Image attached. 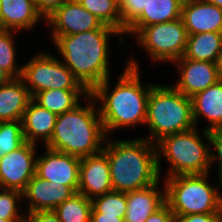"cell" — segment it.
I'll return each mask as SVG.
<instances>
[{
	"label": "cell",
	"instance_id": "83f0119b",
	"mask_svg": "<svg viewBox=\"0 0 222 222\" xmlns=\"http://www.w3.org/2000/svg\"><path fill=\"white\" fill-rule=\"evenodd\" d=\"M17 31L0 29V67L6 70L13 78H20L22 67L18 66L14 36Z\"/></svg>",
	"mask_w": 222,
	"mask_h": 222
},
{
	"label": "cell",
	"instance_id": "4dcf8cb0",
	"mask_svg": "<svg viewBox=\"0 0 222 222\" xmlns=\"http://www.w3.org/2000/svg\"><path fill=\"white\" fill-rule=\"evenodd\" d=\"M121 18V33L142 13L149 0H118Z\"/></svg>",
	"mask_w": 222,
	"mask_h": 222
},
{
	"label": "cell",
	"instance_id": "836d02e7",
	"mask_svg": "<svg viewBox=\"0 0 222 222\" xmlns=\"http://www.w3.org/2000/svg\"><path fill=\"white\" fill-rule=\"evenodd\" d=\"M145 222H176V216L165 202L158 210L152 213Z\"/></svg>",
	"mask_w": 222,
	"mask_h": 222
},
{
	"label": "cell",
	"instance_id": "ba28073f",
	"mask_svg": "<svg viewBox=\"0 0 222 222\" xmlns=\"http://www.w3.org/2000/svg\"><path fill=\"white\" fill-rule=\"evenodd\" d=\"M135 40L148 52L153 64H173L184 56L187 46V31L182 19L145 26L135 35Z\"/></svg>",
	"mask_w": 222,
	"mask_h": 222
},
{
	"label": "cell",
	"instance_id": "7402d4cb",
	"mask_svg": "<svg viewBox=\"0 0 222 222\" xmlns=\"http://www.w3.org/2000/svg\"><path fill=\"white\" fill-rule=\"evenodd\" d=\"M183 3L179 0H149L142 13L126 28L123 36H133L141 28L181 18Z\"/></svg>",
	"mask_w": 222,
	"mask_h": 222
},
{
	"label": "cell",
	"instance_id": "5bb4252c",
	"mask_svg": "<svg viewBox=\"0 0 222 222\" xmlns=\"http://www.w3.org/2000/svg\"><path fill=\"white\" fill-rule=\"evenodd\" d=\"M75 193L77 191L73 187L57 184L34 175L22 192L23 200L26 199L28 202V211L25 213L53 211Z\"/></svg>",
	"mask_w": 222,
	"mask_h": 222
},
{
	"label": "cell",
	"instance_id": "8992f818",
	"mask_svg": "<svg viewBox=\"0 0 222 222\" xmlns=\"http://www.w3.org/2000/svg\"><path fill=\"white\" fill-rule=\"evenodd\" d=\"M197 127L168 135L156 143L157 165L161 177L162 159L169 164L165 178L183 174L211 173L209 133ZM204 138V139H203ZM204 140L207 144H204Z\"/></svg>",
	"mask_w": 222,
	"mask_h": 222
},
{
	"label": "cell",
	"instance_id": "8d00e7d4",
	"mask_svg": "<svg viewBox=\"0 0 222 222\" xmlns=\"http://www.w3.org/2000/svg\"><path fill=\"white\" fill-rule=\"evenodd\" d=\"M90 222H124V217L104 215V213H91Z\"/></svg>",
	"mask_w": 222,
	"mask_h": 222
},
{
	"label": "cell",
	"instance_id": "60d3db41",
	"mask_svg": "<svg viewBox=\"0 0 222 222\" xmlns=\"http://www.w3.org/2000/svg\"><path fill=\"white\" fill-rule=\"evenodd\" d=\"M0 222H25V220H3V219H0Z\"/></svg>",
	"mask_w": 222,
	"mask_h": 222
},
{
	"label": "cell",
	"instance_id": "f546056e",
	"mask_svg": "<svg viewBox=\"0 0 222 222\" xmlns=\"http://www.w3.org/2000/svg\"><path fill=\"white\" fill-rule=\"evenodd\" d=\"M22 201V192L0 188V219L25 220L26 213L19 212L22 209L19 202Z\"/></svg>",
	"mask_w": 222,
	"mask_h": 222
},
{
	"label": "cell",
	"instance_id": "f1b7e54d",
	"mask_svg": "<svg viewBox=\"0 0 222 222\" xmlns=\"http://www.w3.org/2000/svg\"><path fill=\"white\" fill-rule=\"evenodd\" d=\"M25 142L21 121H1L0 158L18 149Z\"/></svg>",
	"mask_w": 222,
	"mask_h": 222
},
{
	"label": "cell",
	"instance_id": "d590c367",
	"mask_svg": "<svg viewBox=\"0 0 222 222\" xmlns=\"http://www.w3.org/2000/svg\"><path fill=\"white\" fill-rule=\"evenodd\" d=\"M25 222H60L54 211L26 213Z\"/></svg>",
	"mask_w": 222,
	"mask_h": 222
},
{
	"label": "cell",
	"instance_id": "ffe728a7",
	"mask_svg": "<svg viewBox=\"0 0 222 222\" xmlns=\"http://www.w3.org/2000/svg\"><path fill=\"white\" fill-rule=\"evenodd\" d=\"M56 119L57 114L32 99L21 119L25 141L38 144L40 140L45 145L51 139Z\"/></svg>",
	"mask_w": 222,
	"mask_h": 222
},
{
	"label": "cell",
	"instance_id": "52a82bcc",
	"mask_svg": "<svg viewBox=\"0 0 222 222\" xmlns=\"http://www.w3.org/2000/svg\"><path fill=\"white\" fill-rule=\"evenodd\" d=\"M210 173L183 174L165 178V202L175 216L222 213V180L215 186L208 181ZM217 184V185H216Z\"/></svg>",
	"mask_w": 222,
	"mask_h": 222
},
{
	"label": "cell",
	"instance_id": "e0dca14e",
	"mask_svg": "<svg viewBox=\"0 0 222 222\" xmlns=\"http://www.w3.org/2000/svg\"><path fill=\"white\" fill-rule=\"evenodd\" d=\"M43 19L34 0H0L1 30L32 31Z\"/></svg>",
	"mask_w": 222,
	"mask_h": 222
},
{
	"label": "cell",
	"instance_id": "9c48e42d",
	"mask_svg": "<svg viewBox=\"0 0 222 222\" xmlns=\"http://www.w3.org/2000/svg\"><path fill=\"white\" fill-rule=\"evenodd\" d=\"M20 78L32 97L50 89H86L61 59L43 50L23 65Z\"/></svg>",
	"mask_w": 222,
	"mask_h": 222
},
{
	"label": "cell",
	"instance_id": "ac0fdd59",
	"mask_svg": "<svg viewBox=\"0 0 222 222\" xmlns=\"http://www.w3.org/2000/svg\"><path fill=\"white\" fill-rule=\"evenodd\" d=\"M126 192V214L124 222H145L147 218L165 203V185L160 190L159 183Z\"/></svg>",
	"mask_w": 222,
	"mask_h": 222
},
{
	"label": "cell",
	"instance_id": "4316f807",
	"mask_svg": "<svg viewBox=\"0 0 222 222\" xmlns=\"http://www.w3.org/2000/svg\"><path fill=\"white\" fill-rule=\"evenodd\" d=\"M91 213H104V215L124 217L126 214V193L110 191L91 199Z\"/></svg>",
	"mask_w": 222,
	"mask_h": 222
},
{
	"label": "cell",
	"instance_id": "1f68e13d",
	"mask_svg": "<svg viewBox=\"0 0 222 222\" xmlns=\"http://www.w3.org/2000/svg\"><path fill=\"white\" fill-rule=\"evenodd\" d=\"M209 133L210 147L215 150H211V167L214 163L219 164L218 167V179L222 180V127L214 128ZM215 151V152H214Z\"/></svg>",
	"mask_w": 222,
	"mask_h": 222
},
{
	"label": "cell",
	"instance_id": "7a4b0ae2",
	"mask_svg": "<svg viewBox=\"0 0 222 222\" xmlns=\"http://www.w3.org/2000/svg\"><path fill=\"white\" fill-rule=\"evenodd\" d=\"M111 36L124 40L116 29H95L64 36H50L61 61L72 71L80 83L91 92L110 77L109 41ZM63 59V60H62Z\"/></svg>",
	"mask_w": 222,
	"mask_h": 222
},
{
	"label": "cell",
	"instance_id": "4fadbf2b",
	"mask_svg": "<svg viewBox=\"0 0 222 222\" xmlns=\"http://www.w3.org/2000/svg\"><path fill=\"white\" fill-rule=\"evenodd\" d=\"M173 63L179 71V79L172 86L190 98L222 79L215 62L196 61L183 56Z\"/></svg>",
	"mask_w": 222,
	"mask_h": 222
},
{
	"label": "cell",
	"instance_id": "6da1fadb",
	"mask_svg": "<svg viewBox=\"0 0 222 222\" xmlns=\"http://www.w3.org/2000/svg\"><path fill=\"white\" fill-rule=\"evenodd\" d=\"M128 60L112 91L109 77L90 92L101 104L97 105L100 106V117L108 137L114 130L134 128L144 125L146 121L149 93L155 84H143L140 63L133 57Z\"/></svg>",
	"mask_w": 222,
	"mask_h": 222
},
{
	"label": "cell",
	"instance_id": "d4e9b609",
	"mask_svg": "<svg viewBox=\"0 0 222 222\" xmlns=\"http://www.w3.org/2000/svg\"><path fill=\"white\" fill-rule=\"evenodd\" d=\"M53 211L60 222H90L92 202L91 199L77 192Z\"/></svg>",
	"mask_w": 222,
	"mask_h": 222
},
{
	"label": "cell",
	"instance_id": "8fae6325",
	"mask_svg": "<svg viewBox=\"0 0 222 222\" xmlns=\"http://www.w3.org/2000/svg\"><path fill=\"white\" fill-rule=\"evenodd\" d=\"M45 22L51 27V36L72 35L95 29H115L105 25L77 0H70L49 15Z\"/></svg>",
	"mask_w": 222,
	"mask_h": 222
},
{
	"label": "cell",
	"instance_id": "2e32d148",
	"mask_svg": "<svg viewBox=\"0 0 222 222\" xmlns=\"http://www.w3.org/2000/svg\"><path fill=\"white\" fill-rule=\"evenodd\" d=\"M181 19L188 35L222 33V9L204 0H190L184 3Z\"/></svg>",
	"mask_w": 222,
	"mask_h": 222
},
{
	"label": "cell",
	"instance_id": "74e56055",
	"mask_svg": "<svg viewBox=\"0 0 222 222\" xmlns=\"http://www.w3.org/2000/svg\"><path fill=\"white\" fill-rule=\"evenodd\" d=\"M13 77L3 68L0 67V86L10 82Z\"/></svg>",
	"mask_w": 222,
	"mask_h": 222
},
{
	"label": "cell",
	"instance_id": "cb8c5ba5",
	"mask_svg": "<svg viewBox=\"0 0 222 222\" xmlns=\"http://www.w3.org/2000/svg\"><path fill=\"white\" fill-rule=\"evenodd\" d=\"M222 47V33L204 32L188 35L184 57L196 61L216 62Z\"/></svg>",
	"mask_w": 222,
	"mask_h": 222
},
{
	"label": "cell",
	"instance_id": "9a60e30c",
	"mask_svg": "<svg viewBox=\"0 0 222 222\" xmlns=\"http://www.w3.org/2000/svg\"><path fill=\"white\" fill-rule=\"evenodd\" d=\"M112 190L107 154L102 150L81 158L78 192L92 199Z\"/></svg>",
	"mask_w": 222,
	"mask_h": 222
},
{
	"label": "cell",
	"instance_id": "44dd1931",
	"mask_svg": "<svg viewBox=\"0 0 222 222\" xmlns=\"http://www.w3.org/2000/svg\"><path fill=\"white\" fill-rule=\"evenodd\" d=\"M29 89L21 78H13L0 86V121H21L32 100Z\"/></svg>",
	"mask_w": 222,
	"mask_h": 222
},
{
	"label": "cell",
	"instance_id": "3957f363",
	"mask_svg": "<svg viewBox=\"0 0 222 222\" xmlns=\"http://www.w3.org/2000/svg\"><path fill=\"white\" fill-rule=\"evenodd\" d=\"M111 184L114 191L130 192L146 188L160 180L156 144L145 137L130 140H106Z\"/></svg>",
	"mask_w": 222,
	"mask_h": 222
},
{
	"label": "cell",
	"instance_id": "b9f144b4",
	"mask_svg": "<svg viewBox=\"0 0 222 222\" xmlns=\"http://www.w3.org/2000/svg\"><path fill=\"white\" fill-rule=\"evenodd\" d=\"M179 1L182 2V3L184 4V3L189 2L190 0H179Z\"/></svg>",
	"mask_w": 222,
	"mask_h": 222
},
{
	"label": "cell",
	"instance_id": "30bf717a",
	"mask_svg": "<svg viewBox=\"0 0 222 222\" xmlns=\"http://www.w3.org/2000/svg\"><path fill=\"white\" fill-rule=\"evenodd\" d=\"M38 144L25 142L0 158V188L23 192L35 175Z\"/></svg>",
	"mask_w": 222,
	"mask_h": 222
},
{
	"label": "cell",
	"instance_id": "5b68a950",
	"mask_svg": "<svg viewBox=\"0 0 222 222\" xmlns=\"http://www.w3.org/2000/svg\"><path fill=\"white\" fill-rule=\"evenodd\" d=\"M145 125L147 140L156 144L162 138L195 126L192 101L172 85L155 84L149 93Z\"/></svg>",
	"mask_w": 222,
	"mask_h": 222
},
{
	"label": "cell",
	"instance_id": "603a6c76",
	"mask_svg": "<svg viewBox=\"0 0 222 222\" xmlns=\"http://www.w3.org/2000/svg\"><path fill=\"white\" fill-rule=\"evenodd\" d=\"M89 94L87 89H50L36 93L32 99L41 107L59 115L75 108L83 96L85 98Z\"/></svg>",
	"mask_w": 222,
	"mask_h": 222
},
{
	"label": "cell",
	"instance_id": "d6a6232c",
	"mask_svg": "<svg viewBox=\"0 0 222 222\" xmlns=\"http://www.w3.org/2000/svg\"><path fill=\"white\" fill-rule=\"evenodd\" d=\"M70 0H34L35 7L45 19L51 15L57 8Z\"/></svg>",
	"mask_w": 222,
	"mask_h": 222
},
{
	"label": "cell",
	"instance_id": "7c38bea8",
	"mask_svg": "<svg viewBox=\"0 0 222 222\" xmlns=\"http://www.w3.org/2000/svg\"><path fill=\"white\" fill-rule=\"evenodd\" d=\"M44 151V155L36 158L35 175L57 184L73 187L78 192L81 158L46 146Z\"/></svg>",
	"mask_w": 222,
	"mask_h": 222
},
{
	"label": "cell",
	"instance_id": "277c9868",
	"mask_svg": "<svg viewBox=\"0 0 222 222\" xmlns=\"http://www.w3.org/2000/svg\"><path fill=\"white\" fill-rule=\"evenodd\" d=\"M86 106L57 115L51 139L43 146L79 158L95 155L104 149L107 138L97 102L89 94ZM92 100V101H91Z\"/></svg>",
	"mask_w": 222,
	"mask_h": 222
},
{
	"label": "cell",
	"instance_id": "f35d334b",
	"mask_svg": "<svg viewBox=\"0 0 222 222\" xmlns=\"http://www.w3.org/2000/svg\"><path fill=\"white\" fill-rule=\"evenodd\" d=\"M215 63H216V67L219 72V75L222 78V47L220 49V52L218 54V57Z\"/></svg>",
	"mask_w": 222,
	"mask_h": 222
},
{
	"label": "cell",
	"instance_id": "ab89813d",
	"mask_svg": "<svg viewBox=\"0 0 222 222\" xmlns=\"http://www.w3.org/2000/svg\"><path fill=\"white\" fill-rule=\"evenodd\" d=\"M204 1L215 4L216 6L222 9V0H204Z\"/></svg>",
	"mask_w": 222,
	"mask_h": 222
},
{
	"label": "cell",
	"instance_id": "e575fe53",
	"mask_svg": "<svg viewBox=\"0 0 222 222\" xmlns=\"http://www.w3.org/2000/svg\"><path fill=\"white\" fill-rule=\"evenodd\" d=\"M222 213L176 216V222H220Z\"/></svg>",
	"mask_w": 222,
	"mask_h": 222
},
{
	"label": "cell",
	"instance_id": "484cf974",
	"mask_svg": "<svg viewBox=\"0 0 222 222\" xmlns=\"http://www.w3.org/2000/svg\"><path fill=\"white\" fill-rule=\"evenodd\" d=\"M85 9L99 18L103 24L121 32L118 0H77Z\"/></svg>",
	"mask_w": 222,
	"mask_h": 222
},
{
	"label": "cell",
	"instance_id": "d6986e66",
	"mask_svg": "<svg viewBox=\"0 0 222 222\" xmlns=\"http://www.w3.org/2000/svg\"><path fill=\"white\" fill-rule=\"evenodd\" d=\"M192 114L196 127L201 118L208 121L204 130L222 127V79L191 97Z\"/></svg>",
	"mask_w": 222,
	"mask_h": 222
}]
</instances>
